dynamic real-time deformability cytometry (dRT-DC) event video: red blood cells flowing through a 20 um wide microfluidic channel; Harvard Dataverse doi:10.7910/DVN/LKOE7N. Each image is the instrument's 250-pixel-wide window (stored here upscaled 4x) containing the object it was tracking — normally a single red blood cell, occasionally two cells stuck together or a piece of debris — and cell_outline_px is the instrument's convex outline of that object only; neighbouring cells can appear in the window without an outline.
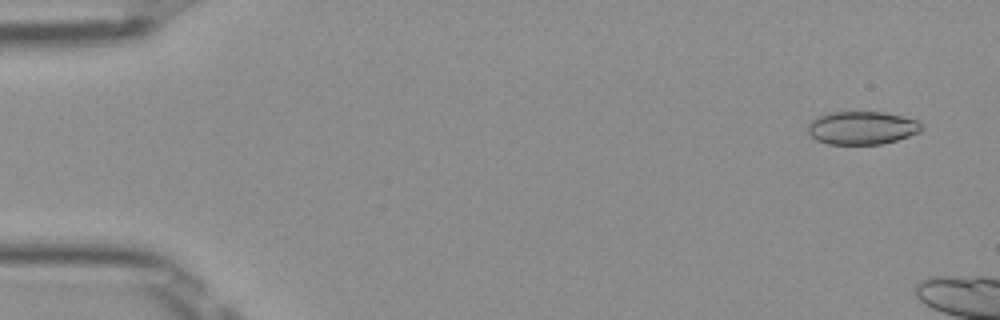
{"species": "Egyptian fruit bat (a non-hibernating species)", "species_latin": "Rousettus aegyptiacus", "temperature_condition": "room temperature", "stored_images_in_passage": 8, "camera_frame_rate_fps": 3000, "um_per_image_px": 0.085, "frame": {"image": 1, "passage_image": 3, "time_ms": 0.667, "image_size_px": [1000, 320], "cell_outline_px": [[924, 128], [920, 132], [896, 140], [880, 144], [828, 144], [816, 140], [808, 132], [808, 124], [812, 120], [828, 112], [884, 112], [904, 116], [916, 120]], "centroid_in_image_um": [73.27, 10.86], "position_along_channel_um": 11.7, "area_um2": 21.91}}